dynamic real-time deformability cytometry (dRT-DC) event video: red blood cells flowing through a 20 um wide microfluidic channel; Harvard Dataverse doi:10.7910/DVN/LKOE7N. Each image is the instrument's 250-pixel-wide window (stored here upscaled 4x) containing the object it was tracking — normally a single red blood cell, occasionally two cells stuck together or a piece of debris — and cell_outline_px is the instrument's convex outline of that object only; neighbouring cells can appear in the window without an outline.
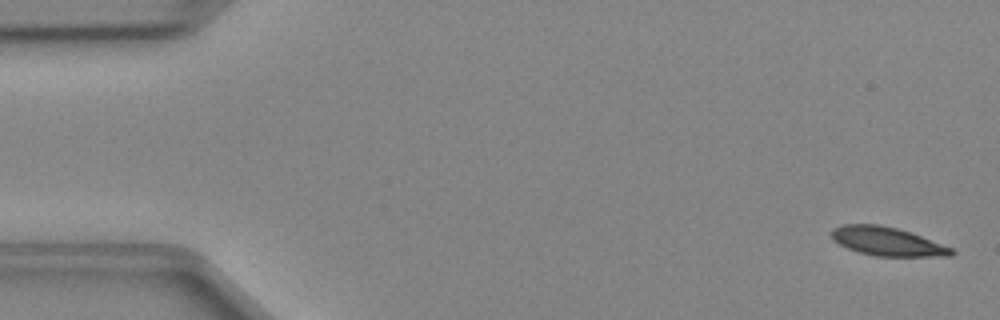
{"species": "Egyptian fruit bat (a non-hibernating species)", "species_latin": "Rousettus aegyptiacus", "temperature_condition": "cold", "stored_images_in_passage": 48, "camera_frame_rate_fps": 3000, "um_per_image_px": 0.085, "animal": {"sex": "female"}, "frame": {"image": 1, "passage_image": 2, "time_ms": 0.333, "image_size_px": [1000, 320], "cell_outline_px": [[956, 252], [952, 256], [876, 256], [860, 252], [848, 248], [832, 240], [832, 228], [844, 224], [880, 224], [912, 232], [952, 248]], "centroid_in_image_um": [75.43, 20.51], "position_along_channel_um": 9.6, "area_um2": 20.0}}
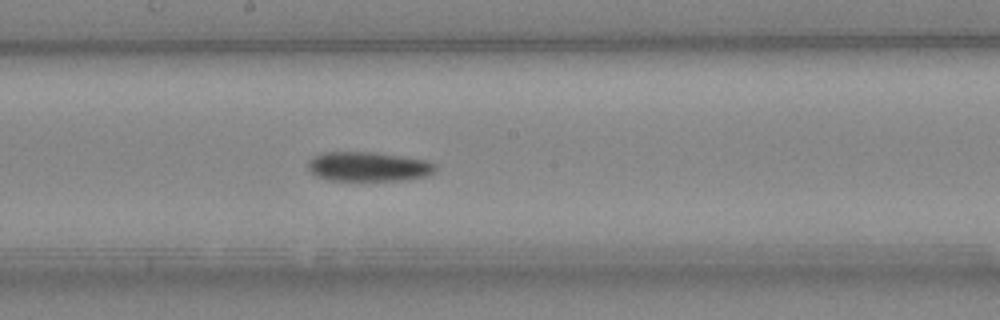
{"frame": {"image": 2, "passage_image": 26, "time_ms": 8.333, "image_size_px": [1000, 320], "cell_outline_px": [[436, 172], [428, 176], [404, 180], [328, 180], [316, 176], [308, 168], [308, 160], [312, 156], [324, 152], [376, 152], [428, 160], [436, 164]], "centroid_in_image_um": [31.34, 14.15], "position_along_channel_um": 216.9, "area_um2": 22.14}}
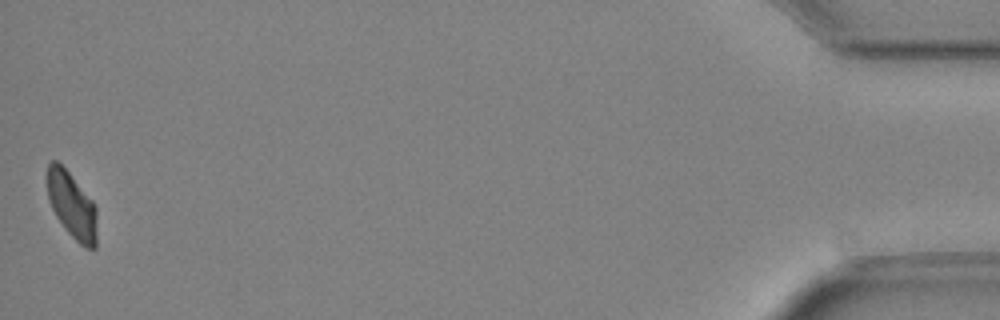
{"frame": {"image": 3, "passage_image": 48, "time_ms": 15.667, "image_size_px": [1000, 320], "cell_outline_px": [[96, 248], [84, 248], [68, 232], [56, 216], [48, 200], [48, 164], [52, 160], [56, 160], [68, 172], [92, 200], [96, 208]], "centroid_in_image_um": [6.12, 17.47], "position_along_channel_um": 429.1, "area_um2": 18.84}}